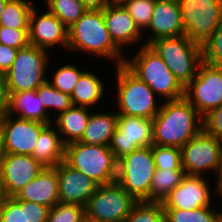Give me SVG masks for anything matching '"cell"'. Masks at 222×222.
<instances>
[{
  "mask_svg": "<svg viewBox=\"0 0 222 222\" xmlns=\"http://www.w3.org/2000/svg\"><path fill=\"white\" fill-rule=\"evenodd\" d=\"M203 117L185 98L164 101L153 121V144L181 148L203 129Z\"/></svg>",
  "mask_w": 222,
  "mask_h": 222,
  "instance_id": "cell-1",
  "label": "cell"
},
{
  "mask_svg": "<svg viewBox=\"0 0 222 222\" xmlns=\"http://www.w3.org/2000/svg\"><path fill=\"white\" fill-rule=\"evenodd\" d=\"M71 52L95 55L124 64L125 54L112 41L104 21L103 10L88 9L68 28V48Z\"/></svg>",
  "mask_w": 222,
  "mask_h": 222,
  "instance_id": "cell-2",
  "label": "cell"
},
{
  "mask_svg": "<svg viewBox=\"0 0 222 222\" xmlns=\"http://www.w3.org/2000/svg\"><path fill=\"white\" fill-rule=\"evenodd\" d=\"M130 58L125 55L124 65L145 82L162 101L185 97V88L169 70L161 57L149 46L140 44ZM128 59V60H127Z\"/></svg>",
  "mask_w": 222,
  "mask_h": 222,
  "instance_id": "cell-3",
  "label": "cell"
},
{
  "mask_svg": "<svg viewBox=\"0 0 222 222\" xmlns=\"http://www.w3.org/2000/svg\"><path fill=\"white\" fill-rule=\"evenodd\" d=\"M64 162L98 186L116 182L118 159L109 146L70 143L65 146Z\"/></svg>",
  "mask_w": 222,
  "mask_h": 222,
  "instance_id": "cell-4",
  "label": "cell"
},
{
  "mask_svg": "<svg viewBox=\"0 0 222 222\" xmlns=\"http://www.w3.org/2000/svg\"><path fill=\"white\" fill-rule=\"evenodd\" d=\"M115 77L117 93L116 104L118 115H127L153 119L159 112L161 101L154 91L124 64L116 65ZM160 102L158 104V101Z\"/></svg>",
  "mask_w": 222,
  "mask_h": 222,
  "instance_id": "cell-5",
  "label": "cell"
},
{
  "mask_svg": "<svg viewBox=\"0 0 222 222\" xmlns=\"http://www.w3.org/2000/svg\"><path fill=\"white\" fill-rule=\"evenodd\" d=\"M149 46L184 88L197 75L199 66L203 63L202 47L191 42L186 35L159 38Z\"/></svg>",
  "mask_w": 222,
  "mask_h": 222,
  "instance_id": "cell-6",
  "label": "cell"
},
{
  "mask_svg": "<svg viewBox=\"0 0 222 222\" xmlns=\"http://www.w3.org/2000/svg\"><path fill=\"white\" fill-rule=\"evenodd\" d=\"M51 52L29 44L18 49L12 66L4 73L10 93L36 90L48 80L47 69ZM50 57V58H49Z\"/></svg>",
  "mask_w": 222,
  "mask_h": 222,
  "instance_id": "cell-7",
  "label": "cell"
},
{
  "mask_svg": "<svg viewBox=\"0 0 222 222\" xmlns=\"http://www.w3.org/2000/svg\"><path fill=\"white\" fill-rule=\"evenodd\" d=\"M156 171L151 146L139 148L118 159L116 182L136 201H148Z\"/></svg>",
  "mask_w": 222,
  "mask_h": 222,
  "instance_id": "cell-8",
  "label": "cell"
},
{
  "mask_svg": "<svg viewBox=\"0 0 222 222\" xmlns=\"http://www.w3.org/2000/svg\"><path fill=\"white\" fill-rule=\"evenodd\" d=\"M187 38L203 46L222 21V0H179Z\"/></svg>",
  "mask_w": 222,
  "mask_h": 222,
  "instance_id": "cell-9",
  "label": "cell"
},
{
  "mask_svg": "<svg viewBox=\"0 0 222 222\" xmlns=\"http://www.w3.org/2000/svg\"><path fill=\"white\" fill-rule=\"evenodd\" d=\"M137 201L117 182L98 186L86 206V218L100 222H124Z\"/></svg>",
  "mask_w": 222,
  "mask_h": 222,
  "instance_id": "cell-10",
  "label": "cell"
},
{
  "mask_svg": "<svg viewBox=\"0 0 222 222\" xmlns=\"http://www.w3.org/2000/svg\"><path fill=\"white\" fill-rule=\"evenodd\" d=\"M222 142L203 129L180 148L181 164L186 175L203 176L214 171L216 175L221 153Z\"/></svg>",
  "mask_w": 222,
  "mask_h": 222,
  "instance_id": "cell-11",
  "label": "cell"
},
{
  "mask_svg": "<svg viewBox=\"0 0 222 222\" xmlns=\"http://www.w3.org/2000/svg\"><path fill=\"white\" fill-rule=\"evenodd\" d=\"M185 98L203 117L222 105V66H210L204 62L197 75L185 87Z\"/></svg>",
  "mask_w": 222,
  "mask_h": 222,
  "instance_id": "cell-12",
  "label": "cell"
},
{
  "mask_svg": "<svg viewBox=\"0 0 222 222\" xmlns=\"http://www.w3.org/2000/svg\"><path fill=\"white\" fill-rule=\"evenodd\" d=\"M152 145V119L118 115L117 128L109 143V149L117 159L139 148Z\"/></svg>",
  "mask_w": 222,
  "mask_h": 222,
  "instance_id": "cell-13",
  "label": "cell"
},
{
  "mask_svg": "<svg viewBox=\"0 0 222 222\" xmlns=\"http://www.w3.org/2000/svg\"><path fill=\"white\" fill-rule=\"evenodd\" d=\"M47 124L4 114L0 117L5 153L32 155L40 131Z\"/></svg>",
  "mask_w": 222,
  "mask_h": 222,
  "instance_id": "cell-14",
  "label": "cell"
},
{
  "mask_svg": "<svg viewBox=\"0 0 222 222\" xmlns=\"http://www.w3.org/2000/svg\"><path fill=\"white\" fill-rule=\"evenodd\" d=\"M208 177L186 175L163 200L164 209L194 210L212 205L214 199Z\"/></svg>",
  "mask_w": 222,
  "mask_h": 222,
  "instance_id": "cell-15",
  "label": "cell"
},
{
  "mask_svg": "<svg viewBox=\"0 0 222 222\" xmlns=\"http://www.w3.org/2000/svg\"><path fill=\"white\" fill-rule=\"evenodd\" d=\"M34 6L29 16V42L38 48L54 49L63 46L68 48V28L48 9L38 12Z\"/></svg>",
  "mask_w": 222,
  "mask_h": 222,
  "instance_id": "cell-16",
  "label": "cell"
},
{
  "mask_svg": "<svg viewBox=\"0 0 222 222\" xmlns=\"http://www.w3.org/2000/svg\"><path fill=\"white\" fill-rule=\"evenodd\" d=\"M45 167L31 155L5 153L0 166V180L7 197H14Z\"/></svg>",
  "mask_w": 222,
  "mask_h": 222,
  "instance_id": "cell-17",
  "label": "cell"
},
{
  "mask_svg": "<svg viewBox=\"0 0 222 222\" xmlns=\"http://www.w3.org/2000/svg\"><path fill=\"white\" fill-rule=\"evenodd\" d=\"M59 182V203L86 206L98 185L64 161L56 166Z\"/></svg>",
  "mask_w": 222,
  "mask_h": 222,
  "instance_id": "cell-18",
  "label": "cell"
},
{
  "mask_svg": "<svg viewBox=\"0 0 222 222\" xmlns=\"http://www.w3.org/2000/svg\"><path fill=\"white\" fill-rule=\"evenodd\" d=\"M104 21L114 44L124 53V48L130 44L138 45L145 34L136 26L133 18L122 4L111 3L103 9Z\"/></svg>",
  "mask_w": 222,
  "mask_h": 222,
  "instance_id": "cell-19",
  "label": "cell"
},
{
  "mask_svg": "<svg viewBox=\"0 0 222 222\" xmlns=\"http://www.w3.org/2000/svg\"><path fill=\"white\" fill-rule=\"evenodd\" d=\"M150 29V30H149ZM151 35L144 40V45L152 41L165 38L185 35L181 21V9L177 0H156L151 22L147 28Z\"/></svg>",
  "mask_w": 222,
  "mask_h": 222,
  "instance_id": "cell-20",
  "label": "cell"
},
{
  "mask_svg": "<svg viewBox=\"0 0 222 222\" xmlns=\"http://www.w3.org/2000/svg\"><path fill=\"white\" fill-rule=\"evenodd\" d=\"M14 199L42 204L48 208L59 203V182L55 167H45Z\"/></svg>",
  "mask_w": 222,
  "mask_h": 222,
  "instance_id": "cell-21",
  "label": "cell"
},
{
  "mask_svg": "<svg viewBox=\"0 0 222 222\" xmlns=\"http://www.w3.org/2000/svg\"><path fill=\"white\" fill-rule=\"evenodd\" d=\"M7 114L26 120L51 124L50 117L39 100L36 90H26L10 93Z\"/></svg>",
  "mask_w": 222,
  "mask_h": 222,
  "instance_id": "cell-22",
  "label": "cell"
},
{
  "mask_svg": "<svg viewBox=\"0 0 222 222\" xmlns=\"http://www.w3.org/2000/svg\"><path fill=\"white\" fill-rule=\"evenodd\" d=\"M92 112L91 108L72 106L55 117L52 124L65 146L81 140Z\"/></svg>",
  "mask_w": 222,
  "mask_h": 222,
  "instance_id": "cell-23",
  "label": "cell"
},
{
  "mask_svg": "<svg viewBox=\"0 0 222 222\" xmlns=\"http://www.w3.org/2000/svg\"><path fill=\"white\" fill-rule=\"evenodd\" d=\"M96 110L91 113L87 126L85 127L82 138L79 142L92 145L109 146L112 136L114 135L118 114L112 112Z\"/></svg>",
  "mask_w": 222,
  "mask_h": 222,
  "instance_id": "cell-24",
  "label": "cell"
},
{
  "mask_svg": "<svg viewBox=\"0 0 222 222\" xmlns=\"http://www.w3.org/2000/svg\"><path fill=\"white\" fill-rule=\"evenodd\" d=\"M65 145L63 144L56 127L47 124L41 131L32 152V157L44 167H55L64 161Z\"/></svg>",
  "mask_w": 222,
  "mask_h": 222,
  "instance_id": "cell-25",
  "label": "cell"
},
{
  "mask_svg": "<svg viewBox=\"0 0 222 222\" xmlns=\"http://www.w3.org/2000/svg\"><path fill=\"white\" fill-rule=\"evenodd\" d=\"M95 72L85 71L76 83L70 97L73 106L97 108L100 101L106 96V86L104 85L103 78L94 74Z\"/></svg>",
  "mask_w": 222,
  "mask_h": 222,
  "instance_id": "cell-26",
  "label": "cell"
},
{
  "mask_svg": "<svg viewBox=\"0 0 222 222\" xmlns=\"http://www.w3.org/2000/svg\"><path fill=\"white\" fill-rule=\"evenodd\" d=\"M185 176L184 170L156 169L150 186L149 202L162 203Z\"/></svg>",
  "mask_w": 222,
  "mask_h": 222,
  "instance_id": "cell-27",
  "label": "cell"
},
{
  "mask_svg": "<svg viewBox=\"0 0 222 222\" xmlns=\"http://www.w3.org/2000/svg\"><path fill=\"white\" fill-rule=\"evenodd\" d=\"M34 2L8 0L1 13L0 26L14 29H29V16Z\"/></svg>",
  "mask_w": 222,
  "mask_h": 222,
  "instance_id": "cell-28",
  "label": "cell"
},
{
  "mask_svg": "<svg viewBox=\"0 0 222 222\" xmlns=\"http://www.w3.org/2000/svg\"><path fill=\"white\" fill-rule=\"evenodd\" d=\"M46 9L67 28L72 26L88 9L81 0H47Z\"/></svg>",
  "mask_w": 222,
  "mask_h": 222,
  "instance_id": "cell-29",
  "label": "cell"
},
{
  "mask_svg": "<svg viewBox=\"0 0 222 222\" xmlns=\"http://www.w3.org/2000/svg\"><path fill=\"white\" fill-rule=\"evenodd\" d=\"M36 94L47 113L53 109L55 112L58 111L57 114L54 112L55 117L73 106L70 95L54 88L48 80L36 89Z\"/></svg>",
  "mask_w": 222,
  "mask_h": 222,
  "instance_id": "cell-30",
  "label": "cell"
},
{
  "mask_svg": "<svg viewBox=\"0 0 222 222\" xmlns=\"http://www.w3.org/2000/svg\"><path fill=\"white\" fill-rule=\"evenodd\" d=\"M165 222H214L220 212L212 206L200 207L194 210L164 209Z\"/></svg>",
  "mask_w": 222,
  "mask_h": 222,
  "instance_id": "cell-31",
  "label": "cell"
},
{
  "mask_svg": "<svg viewBox=\"0 0 222 222\" xmlns=\"http://www.w3.org/2000/svg\"><path fill=\"white\" fill-rule=\"evenodd\" d=\"M124 222H165L162 203L137 201Z\"/></svg>",
  "mask_w": 222,
  "mask_h": 222,
  "instance_id": "cell-32",
  "label": "cell"
},
{
  "mask_svg": "<svg viewBox=\"0 0 222 222\" xmlns=\"http://www.w3.org/2000/svg\"><path fill=\"white\" fill-rule=\"evenodd\" d=\"M86 70L77 68V65L67 63L66 65H61L53 74L52 79H48V82L57 90L71 95L76 83L78 82L80 76Z\"/></svg>",
  "mask_w": 222,
  "mask_h": 222,
  "instance_id": "cell-33",
  "label": "cell"
},
{
  "mask_svg": "<svg viewBox=\"0 0 222 222\" xmlns=\"http://www.w3.org/2000/svg\"><path fill=\"white\" fill-rule=\"evenodd\" d=\"M155 2L156 0H125L121 3L143 34L151 22Z\"/></svg>",
  "mask_w": 222,
  "mask_h": 222,
  "instance_id": "cell-34",
  "label": "cell"
},
{
  "mask_svg": "<svg viewBox=\"0 0 222 222\" xmlns=\"http://www.w3.org/2000/svg\"><path fill=\"white\" fill-rule=\"evenodd\" d=\"M156 169L184 170L181 164V151L178 147L151 146Z\"/></svg>",
  "mask_w": 222,
  "mask_h": 222,
  "instance_id": "cell-35",
  "label": "cell"
},
{
  "mask_svg": "<svg viewBox=\"0 0 222 222\" xmlns=\"http://www.w3.org/2000/svg\"><path fill=\"white\" fill-rule=\"evenodd\" d=\"M85 207L78 204L57 203L49 209L47 222H83Z\"/></svg>",
  "mask_w": 222,
  "mask_h": 222,
  "instance_id": "cell-36",
  "label": "cell"
},
{
  "mask_svg": "<svg viewBox=\"0 0 222 222\" xmlns=\"http://www.w3.org/2000/svg\"><path fill=\"white\" fill-rule=\"evenodd\" d=\"M203 62L210 66H222V21L202 46Z\"/></svg>",
  "mask_w": 222,
  "mask_h": 222,
  "instance_id": "cell-37",
  "label": "cell"
},
{
  "mask_svg": "<svg viewBox=\"0 0 222 222\" xmlns=\"http://www.w3.org/2000/svg\"><path fill=\"white\" fill-rule=\"evenodd\" d=\"M0 43L20 49L30 44L29 29H14L0 26Z\"/></svg>",
  "mask_w": 222,
  "mask_h": 222,
  "instance_id": "cell-38",
  "label": "cell"
},
{
  "mask_svg": "<svg viewBox=\"0 0 222 222\" xmlns=\"http://www.w3.org/2000/svg\"><path fill=\"white\" fill-rule=\"evenodd\" d=\"M0 222H26L25 207L13 197H6L0 208Z\"/></svg>",
  "mask_w": 222,
  "mask_h": 222,
  "instance_id": "cell-39",
  "label": "cell"
},
{
  "mask_svg": "<svg viewBox=\"0 0 222 222\" xmlns=\"http://www.w3.org/2000/svg\"><path fill=\"white\" fill-rule=\"evenodd\" d=\"M203 130L222 142V105L209 111L202 119Z\"/></svg>",
  "mask_w": 222,
  "mask_h": 222,
  "instance_id": "cell-40",
  "label": "cell"
},
{
  "mask_svg": "<svg viewBox=\"0 0 222 222\" xmlns=\"http://www.w3.org/2000/svg\"><path fill=\"white\" fill-rule=\"evenodd\" d=\"M21 207H25L26 222H47L48 207L34 202L15 199Z\"/></svg>",
  "mask_w": 222,
  "mask_h": 222,
  "instance_id": "cell-41",
  "label": "cell"
},
{
  "mask_svg": "<svg viewBox=\"0 0 222 222\" xmlns=\"http://www.w3.org/2000/svg\"><path fill=\"white\" fill-rule=\"evenodd\" d=\"M18 49L0 43V73H5L14 62Z\"/></svg>",
  "mask_w": 222,
  "mask_h": 222,
  "instance_id": "cell-42",
  "label": "cell"
},
{
  "mask_svg": "<svg viewBox=\"0 0 222 222\" xmlns=\"http://www.w3.org/2000/svg\"><path fill=\"white\" fill-rule=\"evenodd\" d=\"M9 91L6 82V77L0 73V117L7 113L9 106Z\"/></svg>",
  "mask_w": 222,
  "mask_h": 222,
  "instance_id": "cell-43",
  "label": "cell"
},
{
  "mask_svg": "<svg viewBox=\"0 0 222 222\" xmlns=\"http://www.w3.org/2000/svg\"><path fill=\"white\" fill-rule=\"evenodd\" d=\"M87 9L103 10L107 5L112 3V0H81Z\"/></svg>",
  "mask_w": 222,
  "mask_h": 222,
  "instance_id": "cell-44",
  "label": "cell"
},
{
  "mask_svg": "<svg viewBox=\"0 0 222 222\" xmlns=\"http://www.w3.org/2000/svg\"><path fill=\"white\" fill-rule=\"evenodd\" d=\"M216 179L215 180V187H213L215 190H213L215 193V196L218 192H222V146H221V153H220V162H219V168L216 173Z\"/></svg>",
  "mask_w": 222,
  "mask_h": 222,
  "instance_id": "cell-45",
  "label": "cell"
},
{
  "mask_svg": "<svg viewBox=\"0 0 222 222\" xmlns=\"http://www.w3.org/2000/svg\"><path fill=\"white\" fill-rule=\"evenodd\" d=\"M4 156H5V150H4L3 134L0 129V166H1Z\"/></svg>",
  "mask_w": 222,
  "mask_h": 222,
  "instance_id": "cell-46",
  "label": "cell"
},
{
  "mask_svg": "<svg viewBox=\"0 0 222 222\" xmlns=\"http://www.w3.org/2000/svg\"><path fill=\"white\" fill-rule=\"evenodd\" d=\"M6 197L7 196L5 194L4 187H3L2 182L0 180V208L2 207Z\"/></svg>",
  "mask_w": 222,
  "mask_h": 222,
  "instance_id": "cell-47",
  "label": "cell"
},
{
  "mask_svg": "<svg viewBox=\"0 0 222 222\" xmlns=\"http://www.w3.org/2000/svg\"><path fill=\"white\" fill-rule=\"evenodd\" d=\"M8 0H0V18H1V13L4 9L5 4L7 3Z\"/></svg>",
  "mask_w": 222,
  "mask_h": 222,
  "instance_id": "cell-48",
  "label": "cell"
},
{
  "mask_svg": "<svg viewBox=\"0 0 222 222\" xmlns=\"http://www.w3.org/2000/svg\"><path fill=\"white\" fill-rule=\"evenodd\" d=\"M214 222H222V214L218 213L217 216L214 219Z\"/></svg>",
  "mask_w": 222,
  "mask_h": 222,
  "instance_id": "cell-49",
  "label": "cell"
},
{
  "mask_svg": "<svg viewBox=\"0 0 222 222\" xmlns=\"http://www.w3.org/2000/svg\"><path fill=\"white\" fill-rule=\"evenodd\" d=\"M83 222H100V221H96V220H92V219L85 218V219L83 220Z\"/></svg>",
  "mask_w": 222,
  "mask_h": 222,
  "instance_id": "cell-50",
  "label": "cell"
},
{
  "mask_svg": "<svg viewBox=\"0 0 222 222\" xmlns=\"http://www.w3.org/2000/svg\"><path fill=\"white\" fill-rule=\"evenodd\" d=\"M125 0H112L113 3H118L121 4L122 2H124Z\"/></svg>",
  "mask_w": 222,
  "mask_h": 222,
  "instance_id": "cell-51",
  "label": "cell"
},
{
  "mask_svg": "<svg viewBox=\"0 0 222 222\" xmlns=\"http://www.w3.org/2000/svg\"><path fill=\"white\" fill-rule=\"evenodd\" d=\"M219 195L222 197V192H218V193H217V196H219ZM219 211H220L219 213L222 214V210H219Z\"/></svg>",
  "mask_w": 222,
  "mask_h": 222,
  "instance_id": "cell-52",
  "label": "cell"
}]
</instances>
